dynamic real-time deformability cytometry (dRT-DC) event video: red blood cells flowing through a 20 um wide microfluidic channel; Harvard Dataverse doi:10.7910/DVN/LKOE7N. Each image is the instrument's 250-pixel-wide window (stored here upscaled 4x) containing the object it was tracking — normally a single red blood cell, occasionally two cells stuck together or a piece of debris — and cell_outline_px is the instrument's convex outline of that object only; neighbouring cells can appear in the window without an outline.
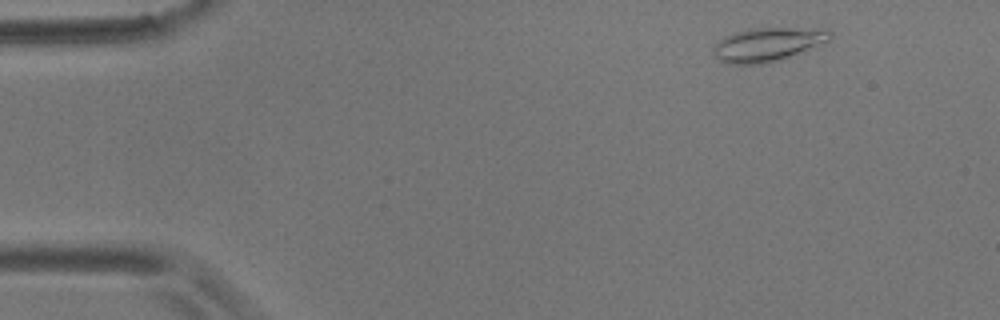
{"species": "common noctule bat (a hibernating species)", "species_latin": "Nyctalus noctula", "temperature_condition": "room temperature", "stored_images_in_passage": 3, "camera_frame_rate_fps": 3000, "um_per_image_px": 0.085, "animal": {"sex": "male", "body_mass_g": 17.9}, "frame": {"image": 1, "passage_image": 1, "time_ms": 0.0, "image_size_px": [1000, 320], "cell_outline_px": [[832, 36], [828, 40], [780, 60], [768, 64], [724, 64], [712, 52], [712, 48], [724, 36], [732, 32], [748, 28], [788, 28], [832, 32]], "centroid_in_image_um": [65.1, 3.8], "position_along_channel_um": 19.9, "area_um2": 22.48}}